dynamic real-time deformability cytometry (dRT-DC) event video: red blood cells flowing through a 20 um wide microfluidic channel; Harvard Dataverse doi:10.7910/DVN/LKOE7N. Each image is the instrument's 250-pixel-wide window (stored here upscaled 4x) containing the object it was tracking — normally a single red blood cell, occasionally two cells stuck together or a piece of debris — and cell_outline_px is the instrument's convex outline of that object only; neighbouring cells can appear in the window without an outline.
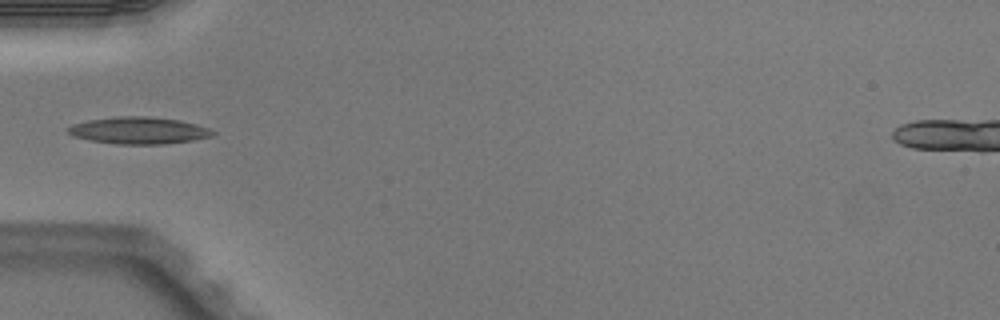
{"species": "Egyptian fruit bat (a non-hibernating species)", "species_latin": "Rousettus aegyptiacus", "temperature_condition": "warm", "stored_images_in_passage": 4, "camera_frame_rate_fps": 3000, "um_per_image_px": 0.085, "animal": {"sex": "male"}, "frame": {"image": 1, "passage_image": 4, "time_ms": 1.0, "image_size_px": [1000, 320], "cell_outline_px": [[216, 136], [192, 140], [164, 144], [116, 144], [92, 140], [72, 136], [64, 128], [72, 124], [88, 120], [116, 116], [148, 116], [180, 120], [196, 124], [208, 128], [216, 132]], "centroid_in_image_um": [11.79, 11.08], "position_along_channel_um": 73.2, "area_um2": 22.89}}